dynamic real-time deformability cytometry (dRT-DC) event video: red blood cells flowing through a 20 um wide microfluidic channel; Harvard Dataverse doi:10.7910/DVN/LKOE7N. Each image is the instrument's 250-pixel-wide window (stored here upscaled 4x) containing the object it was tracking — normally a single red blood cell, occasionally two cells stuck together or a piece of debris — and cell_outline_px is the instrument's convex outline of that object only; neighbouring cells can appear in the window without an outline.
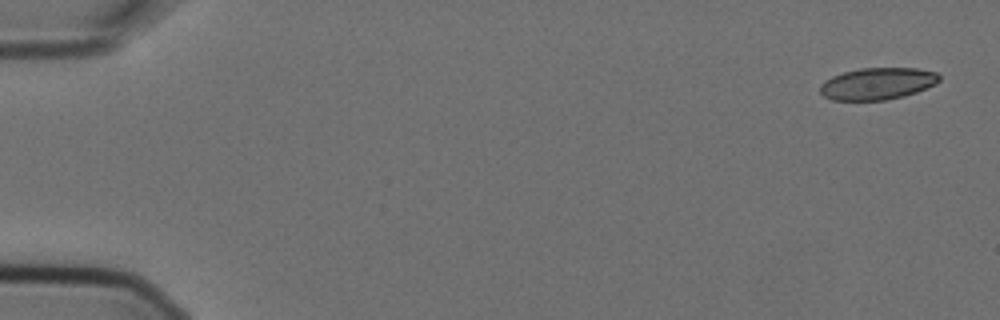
{"species": "Egyptian fruit bat (a non-hibernating species)", "species_latin": "Rousettus aegyptiacus", "temperature_condition": "cold", "stored_images_in_passage": 4, "camera_frame_rate_fps": 3000, "um_per_image_px": 0.085, "animal": {"sex": "female"}, "frame": {"image": 1, "passage_image": 1, "time_ms": 0.0, "image_size_px": [1000, 320], "cell_outline_px": [[940, 80], [936, 84], [916, 92], [904, 96], [884, 100], [832, 100], [824, 96], [820, 92], [820, 84], [824, 80], [832, 76], [844, 72], [860, 68], [916, 68], [936, 72], [940, 76]], "centroid_in_image_um": [74.58, 7.11], "position_along_channel_um": 10.4, "area_um2": 22.2}}